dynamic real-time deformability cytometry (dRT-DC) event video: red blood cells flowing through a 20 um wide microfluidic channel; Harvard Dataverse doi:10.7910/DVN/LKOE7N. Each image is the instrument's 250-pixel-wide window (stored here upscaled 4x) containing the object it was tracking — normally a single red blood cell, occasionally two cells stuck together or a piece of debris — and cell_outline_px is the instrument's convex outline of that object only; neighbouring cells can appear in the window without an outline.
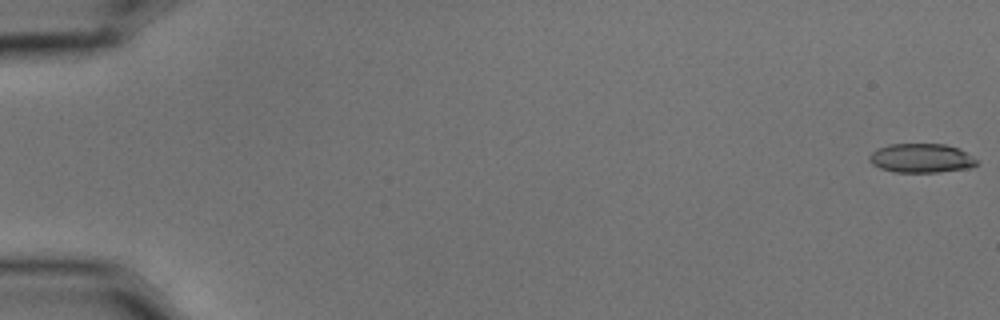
{"species": "common noctule bat (a hibernating species)", "species_latin": "Nyctalus noctula", "temperature_condition": "cold", "stored_images_in_passage": 5, "camera_frame_rate_fps": 3000, "um_per_image_px": 0.085, "animal": {"sex": "male", "body_mass_g": 15.6}, "frame": {"image": 1, "passage_image": 1, "time_ms": 0.0, "image_size_px": [1000, 320], "cell_outline_px": [[976, 164], [972, 168], [940, 172], [892, 172], [880, 168], [872, 164], [868, 160], [868, 156], [876, 148], [888, 144], [944, 144], [960, 148], [976, 160]], "centroid_in_image_um": [78.27, 13.44], "position_along_channel_um": 6.7, "area_um2": 18.38}}
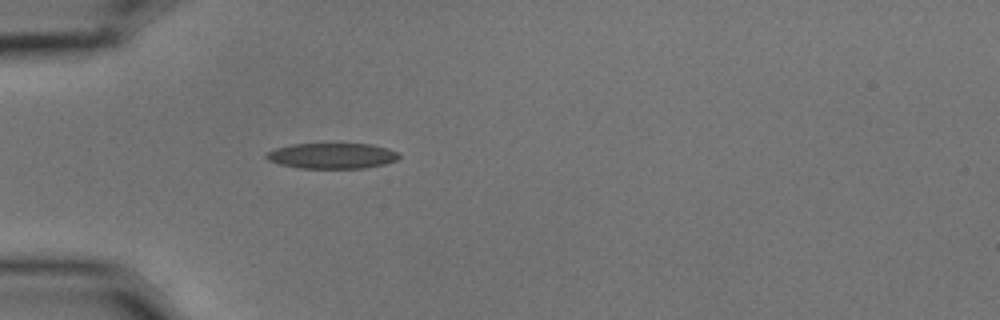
{"frame": {"image": 2, "passage_image": 5, "time_ms": 1.333, "image_size_px": [1000, 320], "cell_outline_px": [[400, 156], [396, 160], [384, 164], [364, 168], [300, 168], [280, 164], [268, 160], [264, 156], [268, 152], [276, 148], [292, 144], [372, 144], [388, 148], [400, 152]], "centroid_in_image_um": [28.25, 13.24], "position_along_channel_um": 56.7, "area_um2": 19.77}}